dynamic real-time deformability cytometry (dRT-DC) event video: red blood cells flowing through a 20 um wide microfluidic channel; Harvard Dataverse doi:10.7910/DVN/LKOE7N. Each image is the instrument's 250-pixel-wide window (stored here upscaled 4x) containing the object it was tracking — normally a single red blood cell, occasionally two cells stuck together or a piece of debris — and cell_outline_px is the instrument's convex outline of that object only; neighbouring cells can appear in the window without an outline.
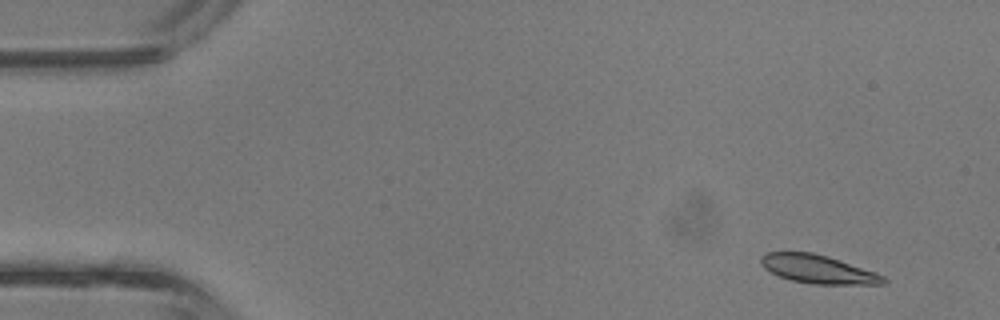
{"species": "common noctule bat (a hibernating species)", "species_latin": "Nyctalus noctula", "temperature_condition": "room temperature", "stored_images_in_passage": 3, "camera_frame_rate_fps": 3000, "um_per_image_px": 0.085, "animal": {"sex": "male", "body_mass_g": 13.3}, "frame": {"image": 1, "passage_image": 1, "time_ms": 0.0, "image_size_px": [1000, 320], "cell_outline_px": [[888, 280], [884, 284], [812, 284], [792, 280], [780, 276], [764, 268], [760, 264], [760, 256], [768, 252], [812, 252], [828, 256], [876, 272], [884, 276]], "centroid_in_image_um": [69.54, 22.87], "position_along_channel_um": 15.5, "area_um2": 20.29}}
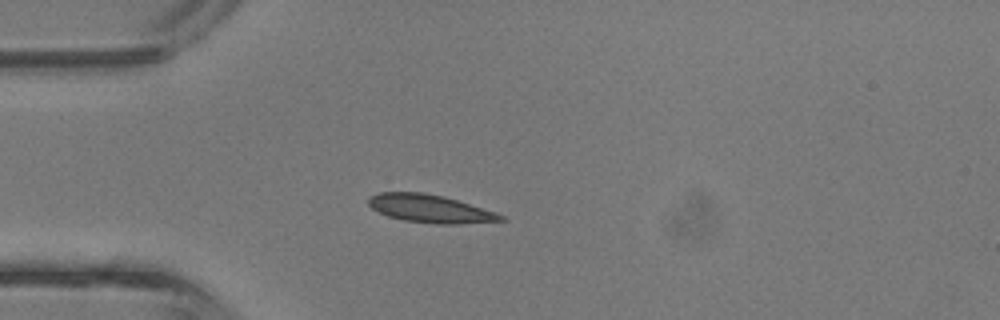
{"frame": {"image": 2, "passage_image": 3, "time_ms": 0.667, "image_size_px": [1000, 320], "cell_outline_px": [[508, 220], [456, 224], [436, 224], [404, 220], [388, 216], [372, 208], [368, 204], [368, 196], [380, 192], [420, 192], [444, 196], [496, 212], [504, 216]], "centroid_in_image_um": [36.56, 17.73], "position_along_channel_um": 48.4, "area_um2": 21.5}}